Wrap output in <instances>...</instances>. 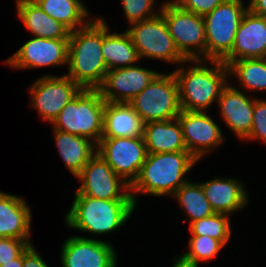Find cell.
Segmentation results:
<instances>
[{"label": "cell", "instance_id": "cell-1", "mask_svg": "<svg viewBox=\"0 0 266 267\" xmlns=\"http://www.w3.org/2000/svg\"><path fill=\"white\" fill-rule=\"evenodd\" d=\"M103 17L93 18L85 27L70 31L68 73L82 89H98L108 68L102 54Z\"/></svg>", "mask_w": 266, "mask_h": 267}, {"label": "cell", "instance_id": "cell-2", "mask_svg": "<svg viewBox=\"0 0 266 267\" xmlns=\"http://www.w3.org/2000/svg\"><path fill=\"white\" fill-rule=\"evenodd\" d=\"M187 63L192 65L173 70L181 110L207 112L230 80L228 66L218 60L195 59L187 60Z\"/></svg>", "mask_w": 266, "mask_h": 267}, {"label": "cell", "instance_id": "cell-3", "mask_svg": "<svg viewBox=\"0 0 266 267\" xmlns=\"http://www.w3.org/2000/svg\"><path fill=\"white\" fill-rule=\"evenodd\" d=\"M197 162L188 151L148 153L137 179L130 186L136 207L138 194L171 197L188 181L185 175Z\"/></svg>", "mask_w": 266, "mask_h": 267}, {"label": "cell", "instance_id": "cell-4", "mask_svg": "<svg viewBox=\"0 0 266 267\" xmlns=\"http://www.w3.org/2000/svg\"><path fill=\"white\" fill-rule=\"evenodd\" d=\"M65 222L68 228L95 235H106L123 226L136 209L133 200H103L74 195Z\"/></svg>", "mask_w": 266, "mask_h": 267}, {"label": "cell", "instance_id": "cell-5", "mask_svg": "<svg viewBox=\"0 0 266 267\" xmlns=\"http://www.w3.org/2000/svg\"><path fill=\"white\" fill-rule=\"evenodd\" d=\"M106 101L98 89H82L53 121V129L86 137L96 145L103 132Z\"/></svg>", "mask_w": 266, "mask_h": 267}, {"label": "cell", "instance_id": "cell-6", "mask_svg": "<svg viewBox=\"0 0 266 267\" xmlns=\"http://www.w3.org/2000/svg\"><path fill=\"white\" fill-rule=\"evenodd\" d=\"M129 104L139 114L144 124L176 119L181 112V104L173 72H159Z\"/></svg>", "mask_w": 266, "mask_h": 267}, {"label": "cell", "instance_id": "cell-7", "mask_svg": "<svg viewBox=\"0 0 266 267\" xmlns=\"http://www.w3.org/2000/svg\"><path fill=\"white\" fill-rule=\"evenodd\" d=\"M243 0H225L203 16L206 33V60L222 61L233 48L237 29L249 9Z\"/></svg>", "mask_w": 266, "mask_h": 267}, {"label": "cell", "instance_id": "cell-8", "mask_svg": "<svg viewBox=\"0 0 266 267\" xmlns=\"http://www.w3.org/2000/svg\"><path fill=\"white\" fill-rule=\"evenodd\" d=\"M160 13L179 52L187 60H206V33L203 16L182 10L171 0L162 3Z\"/></svg>", "mask_w": 266, "mask_h": 267}, {"label": "cell", "instance_id": "cell-9", "mask_svg": "<svg viewBox=\"0 0 266 267\" xmlns=\"http://www.w3.org/2000/svg\"><path fill=\"white\" fill-rule=\"evenodd\" d=\"M126 32L137 49L141 60L142 58H148L163 60L172 64L187 62L169 34L161 13L153 18L130 24V28Z\"/></svg>", "mask_w": 266, "mask_h": 267}, {"label": "cell", "instance_id": "cell-10", "mask_svg": "<svg viewBox=\"0 0 266 267\" xmlns=\"http://www.w3.org/2000/svg\"><path fill=\"white\" fill-rule=\"evenodd\" d=\"M75 178L81 182L75 195L103 200H133L130 185L119 177L97 152Z\"/></svg>", "mask_w": 266, "mask_h": 267}, {"label": "cell", "instance_id": "cell-11", "mask_svg": "<svg viewBox=\"0 0 266 267\" xmlns=\"http://www.w3.org/2000/svg\"><path fill=\"white\" fill-rule=\"evenodd\" d=\"M96 152L130 186L148 154L143 137L101 138Z\"/></svg>", "mask_w": 266, "mask_h": 267}, {"label": "cell", "instance_id": "cell-12", "mask_svg": "<svg viewBox=\"0 0 266 267\" xmlns=\"http://www.w3.org/2000/svg\"><path fill=\"white\" fill-rule=\"evenodd\" d=\"M82 88L70 77L45 74L29 87L31 106L45 122L53 123L64 106L75 98Z\"/></svg>", "mask_w": 266, "mask_h": 267}, {"label": "cell", "instance_id": "cell-13", "mask_svg": "<svg viewBox=\"0 0 266 267\" xmlns=\"http://www.w3.org/2000/svg\"><path fill=\"white\" fill-rule=\"evenodd\" d=\"M177 119L187 151L198 161L225 140L221 128L206 112L181 110Z\"/></svg>", "mask_w": 266, "mask_h": 267}, {"label": "cell", "instance_id": "cell-14", "mask_svg": "<svg viewBox=\"0 0 266 267\" xmlns=\"http://www.w3.org/2000/svg\"><path fill=\"white\" fill-rule=\"evenodd\" d=\"M69 39L33 37L4 62L14 69L68 65Z\"/></svg>", "mask_w": 266, "mask_h": 267}, {"label": "cell", "instance_id": "cell-15", "mask_svg": "<svg viewBox=\"0 0 266 267\" xmlns=\"http://www.w3.org/2000/svg\"><path fill=\"white\" fill-rule=\"evenodd\" d=\"M61 247L63 267H116L118 263L117 251L105 240L73 235Z\"/></svg>", "mask_w": 266, "mask_h": 267}, {"label": "cell", "instance_id": "cell-16", "mask_svg": "<svg viewBox=\"0 0 266 267\" xmlns=\"http://www.w3.org/2000/svg\"><path fill=\"white\" fill-rule=\"evenodd\" d=\"M159 72L139 67L136 64L128 67L108 70L102 85L98 88L106 102L130 103L145 89Z\"/></svg>", "mask_w": 266, "mask_h": 267}, {"label": "cell", "instance_id": "cell-17", "mask_svg": "<svg viewBox=\"0 0 266 267\" xmlns=\"http://www.w3.org/2000/svg\"><path fill=\"white\" fill-rule=\"evenodd\" d=\"M230 83L223 88L217 100L219 114L228 129L241 141L250 134L253 124L254 98Z\"/></svg>", "mask_w": 266, "mask_h": 267}, {"label": "cell", "instance_id": "cell-18", "mask_svg": "<svg viewBox=\"0 0 266 267\" xmlns=\"http://www.w3.org/2000/svg\"><path fill=\"white\" fill-rule=\"evenodd\" d=\"M266 53V18L250 9L237 29L232 51L222 60L228 66L240 59L262 58Z\"/></svg>", "mask_w": 266, "mask_h": 267}, {"label": "cell", "instance_id": "cell-19", "mask_svg": "<svg viewBox=\"0 0 266 267\" xmlns=\"http://www.w3.org/2000/svg\"><path fill=\"white\" fill-rule=\"evenodd\" d=\"M200 184L215 213L232 216L249 204L248 191L244 183L236 178L215 177Z\"/></svg>", "mask_w": 266, "mask_h": 267}, {"label": "cell", "instance_id": "cell-20", "mask_svg": "<svg viewBox=\"0 0 266 267\" xmlns=\"http://www.w3.org/2000/svg\"><path fill=\"white\" fill-rule=\"evenodd\" d=\"M31 208L23 197L0 191V237L30 239Z\"/></svg>", "mask_w": 266, "mask_h": 267}, {"label": "cell", "instance_id": "cell-21", "mask_svg": "<svg viewBox=\"0 0 266 267\" xmlns=\"http://www.w3.org/2000/svg\"><path fill=\"white\" fill-rule=\"evenodd\" d=\"M144 123L129 103L106 102L101 138L143 137Z\"/></svg>", "mask_w": 266, "mask_h": 267}, {"label": "cell", "instance_id": "cell-22", "mask_svg": "<svg viewBox=\"0 0 266 267\" xmlns=\"http://www.w3.org/2000/svg\"><path fill=\"white\" fill-rule=\"evenodd\" d=\"M18 18L34 37L69 39L70 30L46 14L34 0H16Z\"/></svg>", "mask_w": 266, "mask_h": 267}, {"label": "cell", "instance_id": "cell-23", "mask_svg": "<svg viewBox=\"0 0 266 267\" xmlns=\"http://www.w3.org/2000/svg\"><path fill=\"white\" fill-rule=\"evenodd\" d=\"M143 138L147 153L187 151L177 118L144 124Z\"/></svg>", "mask_w": 266, "mask_h": 267}, {"label": "cell", "instance_id": "cell-24", "mask_svg": "<svg viewBox=\"0 0 266 267\" xmlns=\"http://www.w3.org/2000/svg\"><path fill=\"white\" fill-rule=\"evenodd\" d=\"M56 148L64 165L76 177L96 153L97 145L86 137L53 129Z\"/></svg>", "mask_w": 266, "mask_h": 267}, {"label": "cell", "instance_id": "cell-25", "mask_svg": "<svg viewBox=\"0 0 266 267\" xmlns=\"http://www.w3.org/2000/svg\"><path fill=\"white\" fill-rule=\"evenodd\" d=\"M110 27L103 19V42L102 54L108 70L135 65L140 62L137 49L135 48L128 33H109Z\"/></svg>", "mask_w": 266, "mask_h": 267}, {"label": "cell", "instance_id": "cell-26", "mask_svg": "<svg viewBox=\"0 0 266 267\" xmlns=\"http://www.w3.org/2000/svg\"><path fill=\"white\" fill-rule=\"evenodd\" d=\"M54 20L61 22L70 31L85 27L92 19L88 7L81 0H34Z\"/></svg>", "mask_w": 266, "mask_h": 267}, {"label": "cell", "instance_id": "cell-27", "mask_svg": "<svg viewBox=\"0 0 266 267\" xmlns=\"http://www.w3.org/2000/svg\"><path fill=\"white\" fill-rule=\"evenodd\" d=\"M172 196L178 201L180 210L188 216L189 224L215 213L200 182L188 180Z\"/></svg>", "mask_w": 266, "mask_h": 267}, {"label": "cell", "instance_id": "cell-28", "mask_svg": "<svg viewBox=\"0 0 266 267\" xmlns=\"http://www.w3.org/2000/svg\"><path fill=\"white\" fill-rule=\"evenodd\" d=\"M228 70L229 77L235 76L242 90L266 91V64L262 58L233 61Z\"/></svg>", "mask_w": 266, "mask_h": 267}, {"label": "cell", "instance_id": "cell-29", "mask_svg": "<svg viewBox=\"0 0 266 267\" xmlns=\"http://www.w3.org/2000/svg\"><path fill=\"white\" fill-rule=\"evenodd\" d=\"M188 243L190 250L176 259L196 267L201 261L203 263L215 259L225 246L220 240L204 235H191Z\"/></svg>", "mask_w": 266, "mask_h": 267}, {"label": "cell", "instance_id": "cell-30", "mask_svg": "<svg viewBox=\"0 0 266 267\" xmlns=\"http://www.w3.org/2000/svg\"><path fill=\"white\" fill-rule=\"evenodd\" d=\"M230 215L214 213L189 224L191 235L210 236L227 245L232 235Z\"/></svg>", "mask_w": 266, "mask_h": 267}, {"label": "cell", "instance_id": "cell-31", "mask_svg": "<svg viewBox=\"0 0 266 267\" xmlns=\"http://www.w3.org/2000/svg\"><path fill=\"white\" fill-rule=\"evenodd\" d=\"M121 2L129 25L155 17L162 8L160 5L158 12H156L154 9L156 0H121Z\"/></svg>", "mask_w": 266, "mask_h": 267}, {"label": "cell", "instance_id": "cell-32", "mask_svg": "<svg viewBox=\"0 0 266 267\" xmlns=\"http://www.w3.org/2000/svg\"><path fill=\"white\" fill-rule=\"evenodd\" d=\"M253 124L250 134L244 139L260 140L266 144V100L254 97Z\"/></svg>", "mask_w": 266, "mask_h": 267}, {"label": "cell", "instance_id": "cell-33", "mask_svg": "<svg viewBox=\"0 0 266 267\" xmlns=\"http://www.w3.org/2000/svg\"><path fill=\"white\" fill-rule=\"evenodd\" d=\"M31 244L30 239L0 237V266L18 258Z\"/></svg>", "mask_w": 266, "mask_h": 267}, {"label": "cell", "instance_id": "cell-34", "mask_svg": "<svg viewBox=\"0 0 266 267\" xmlns=\"http://www.w3.org/2000/svg\"><path fill=\"white\" fill-rule=\"evenodd\" d=\"M180 9L204 16L212 12L225 0H171Z\"/></svg>", "mask_w": 266, "mask_h": 267}, {"label": "cell", "instance_id": "cell-35", "mask_svg": "<svg viewBox=\"0 0 266 267\" xmlns=\"http://www.w3.org/2000/svg\"><path fill=\"white\" fill-rule=\"evenodd\" d=\"M23 267H49L33 244L23 252Z\"/></svg>", "mask_w": 266, "mask_h": 267}, {"label": "cell", "instance_id": "cell-36", "mask_svg": "<svg viewBox=\"0 0 266 267\" xmlns=\"http://www.w3.org/2000/svg\"><path fill=\"white\" fill-rule=\"evenodd\" d=\"M249 9L256 15L266 18V0H249Z\"/></svg>", "mask_w": 266, "mask_h": 267}, {"label": "cell", "instance_id": "cell-37", "mask_svg": "<svg viewBox=\"0 0 266 267\" xmlns=\"http://www.w3.org/2000/svg\"><path fill=\"white\" fill-rule=\"evenodd\" d=\"M0 267H23V253L18 258L4 263Z\"/></svg>", "mask_w": 266, "mask_h": 267}, {"label": "cell", "instance_id": "cell-38", "mask_svg": "<svg viewBox=\"0 0 266 267\" xmlns=\"http://www.w3.org/2000/svg\"><path fill=\"white\" fill-rule=\"evenodd\" d=\"M174 261H175V263L172 265L173 267H196V266H190V265L184 264L181 261H179L178 259L176 260V257H175Z\"/></svg>", "mask_w": 266, "mask_h": 267}, {"label": "cell", "instance_id": "cell-39", "mask_svg": "<svg viewBox=\"0 0 266 267\" xmlns=\"http://www.w3.org/2000/svg\"><path fill=\"white\" fill-rule=\"evenodd\" d=\"M262 59L264 60V62L266 64V53L264 54V56L262 57Z\"/></svg>", "mask_w": 266, "mask_h": 267}]
</instances>
